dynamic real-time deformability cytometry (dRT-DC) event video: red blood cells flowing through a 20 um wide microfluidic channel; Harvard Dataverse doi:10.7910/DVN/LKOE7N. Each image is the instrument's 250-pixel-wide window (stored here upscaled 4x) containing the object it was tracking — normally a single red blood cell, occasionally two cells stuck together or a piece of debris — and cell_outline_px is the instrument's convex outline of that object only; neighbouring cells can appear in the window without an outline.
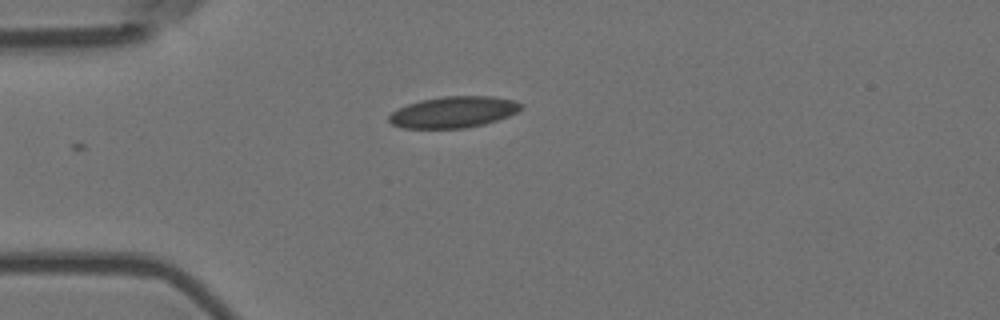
{"species": "Egyptian fruit bat (a non-hibernating species)", "species_latin": "Rousettus aegyptiacus", "temperature_condition": "room temperature", "stored_images_in_passage": 2, "camera_frame_rate_fps": 3000, "um_per_image_px": 0.085, "animal": {"sex": "female"}, "frame": {"image": 1, "passage_image": 2, "time_ms": 0.333, "image_size_px": [1000, 320], "cell_outline_px": [[524, 108], [508, 116], [484, 124], [464, 128], [404, 128], [392, 124], [388, 120], [388, 116], [392, 112], [408, 104], [420, 100], [444, 96], [492, 96], [516, 100], [524, 104]], "centroid_in_image_um": [38.58, 9.52], "position_along_channel_um": 46.4, "area_um2": 24.1}}